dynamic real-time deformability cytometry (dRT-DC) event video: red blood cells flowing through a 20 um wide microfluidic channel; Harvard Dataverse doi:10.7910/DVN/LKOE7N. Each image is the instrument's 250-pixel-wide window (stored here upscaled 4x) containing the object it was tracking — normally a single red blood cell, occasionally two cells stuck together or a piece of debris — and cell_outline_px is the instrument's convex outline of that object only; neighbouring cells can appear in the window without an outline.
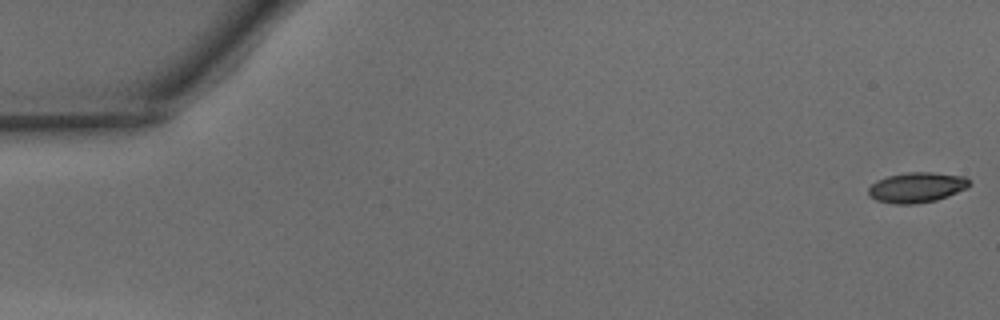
{"species": "common noctule bat (a hibernating species)", "species_latin": "Nyctalus noctula", "temperature_condition": "warm", "stored_images_in_passage": 49, "camera_frame_rate_fps": 3000, "um_per_image_px": 0.085, "animal": {"sex": "male", "body_mass_g": 15.6}, "frame": {"image": 1, "passage_image": 1, "time_ms": 0.0, "image_size_px": [1000, 320], "cell_outline_px": [[972, 184], [968, 188], [948, 196], [936, 200], [912, 204], [896, 204], [876, 200], [868, 196], [868, 188], [876, 180], [888, 176], [908, 172], [932, 172], [964, 176]], "centroid_in_image_um": [77.93, 15.93], "position_along_channel_um": 7.1, "area_um2": 17.86}}
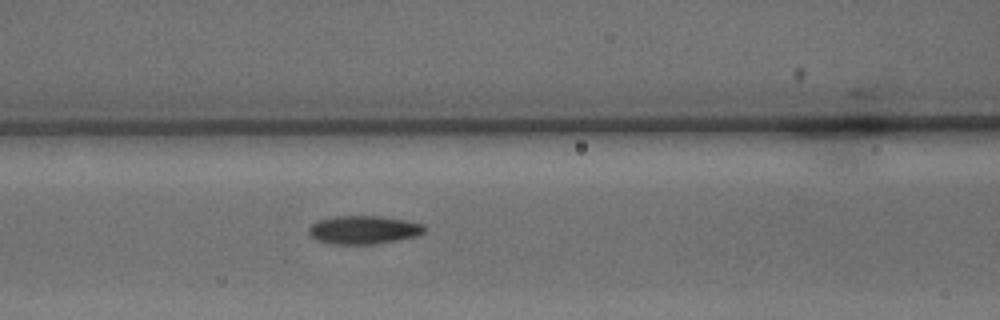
{"frame": {"image": 2, "passage_image": 21, "time_ms": 6.667, "image_size_px": [1000, 320], "cell_outline_px": [[424, 232], [416, 236], [396, 240], [372, 244], [332, 244], [316, 240], [308, 232], [308, 228], [316, 220], [332, 216], [380, 216], [404, 220], [424, 224]], "centroid_in_image_um": [30.86, 19.53], "position_along_channel_um": 135.7, "area_um2": 19.07}}
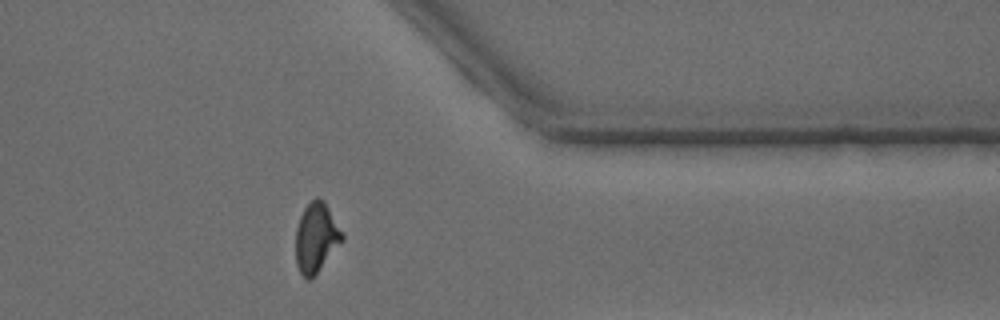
{"frame": {"image": 3, "passage_image": 40, "time_ms": 13.0, "image_size_px": [1000, 320], "cell_outline_px": [[344, 240], [316, 272], [308, 280], [300, 272], [296, 264], [296, 228], [300, 216], [304, 208], [316, 196], [324, 200], [344, 236]], "centroid_in_image_um": [26.87, 20.16], "position_along_channel_um": 384.5, "area_um2": 18.44}, "authors_computed_cell_mechanics": {"area_um2": 18.5538, "velocity_mm_per_s": 4.1229, "shape_relaxation_time_tau1_ms": 4.2693, "shape_relaxation_time_tau2_ms": 1.4768, "deformation_change_tau1": 0.1786, "deformation_change_tau2": 0.0825}}